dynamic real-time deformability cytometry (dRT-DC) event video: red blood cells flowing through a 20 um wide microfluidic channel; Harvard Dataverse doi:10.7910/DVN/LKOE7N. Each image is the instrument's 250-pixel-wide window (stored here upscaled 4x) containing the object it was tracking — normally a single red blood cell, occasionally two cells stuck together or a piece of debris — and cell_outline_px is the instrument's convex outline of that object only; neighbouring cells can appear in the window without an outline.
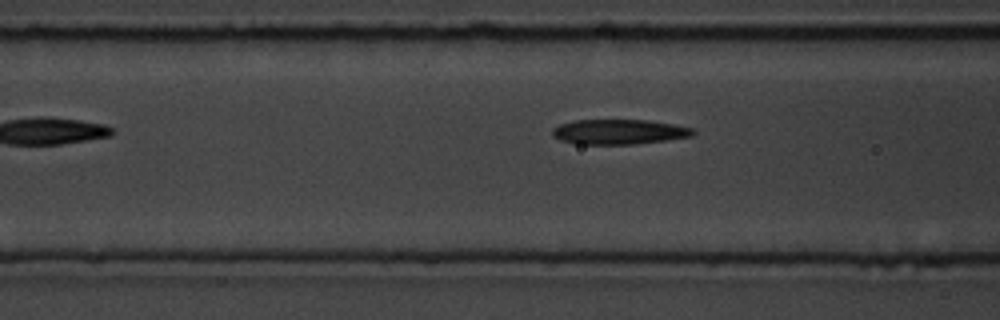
{"species": "common noctule bat (a hibernating species)", "species_latin": "Nyctalus noctula", "temperature_condition": "room temperature", "stored_images_in_passage": 7, "camera_frame_rate_fps": 3000, "um_per_image_px": 0.085, "animal": {"sex": "male", "body_mass_g": 19.5, "forearm_length_mm": 54.6}, "frame": {"image": 1, "passage_image": 6, "time_ms": 5.667, "image_size_px": [1000, 320], "cell_outline_px": [[696, 132], [692, 136], [668, 140], [632, 144], [576, 144], [560, 140], [552, 136], [552, 128], [560, 124], [576, 120], [648, 120], [672, 124], [692, 128]], "centroid_in_image_um": [52.59, 11.21], "position_along_channel_um": 114.0, "area_um2": 20.46}}